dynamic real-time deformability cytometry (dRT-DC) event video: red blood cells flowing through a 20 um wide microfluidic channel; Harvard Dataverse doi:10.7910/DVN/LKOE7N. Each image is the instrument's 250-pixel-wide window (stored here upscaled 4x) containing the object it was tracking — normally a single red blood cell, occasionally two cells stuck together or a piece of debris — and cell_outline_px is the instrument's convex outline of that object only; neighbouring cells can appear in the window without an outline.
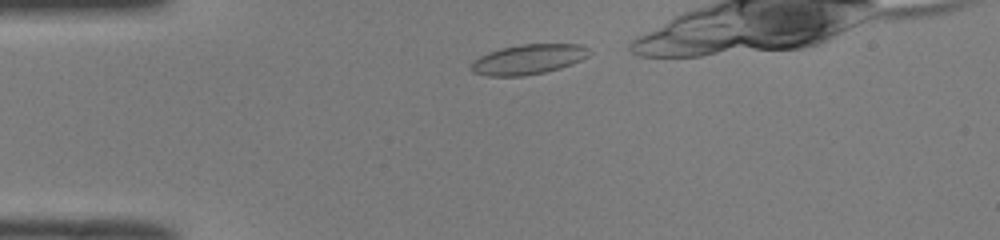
{"species": "common noctule bat (a hibernating species)", "species_latin": "Nyctalus noctula", "temperature_condition": "room temperature", "stored_images_in_passage": 22, "camera_frame_rate_fps": 3000, "um_per_image_px": 0.085, "animal": {"sex": "male", "body_mass_g": 19.0, "forearm_length_mm": 50.8}, "frame": {"image": 1, "passage_image": 2, "time_ms": 0.333, "image_size_px": [1000, 240], "cell_outline_px": [[592, 52], [588, 56], [572, 64], [560, 68], [544, 72], [524, 76], [488, 76], [472, 72], [472, 60], [488, 52], [500, 48], [520, 44], [580, 44], [588, 48]], "centroid_in_image_um": [44.91, 5.04], "position_along_channel_um": 40.1, "area_um2": 20.69}}
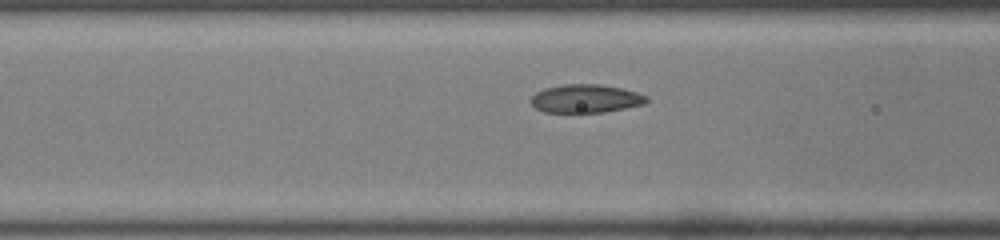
{"frame": {"image": 2, "passage_image": 10, "time_ms": 3.0, "image_size_px": [1000, 240], "cell_outline_px": [[648, 100], [644, 104], [604, 112], [544, 112], [536, 108], [528, 100], [536, 92], [544, 88], [564, 84], [600, 84], [620, 88], [636, 92], [648, 96]], "centroid_in_image_um": [49.76, 8.38], "position_along_channel_um": 116.8, "area_um2": 19.07}}
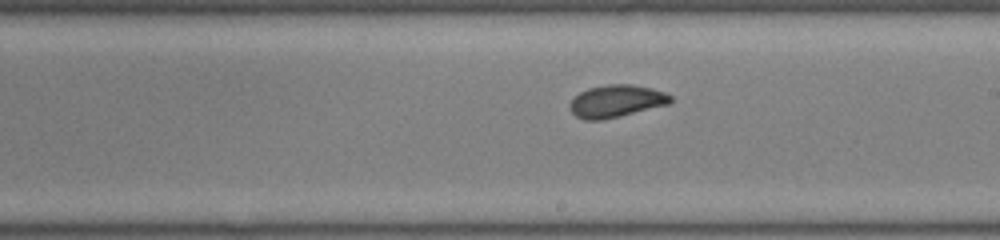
{"frame": {"image": 3, "passage_image": 19, "time_ms": 6.0, "image_size_px": [1000, 240], "cell_outline_px": [[672, 100], [668, 104], [620, 116], [600, 120], [584, 120], [576, 116], [568, 108], [568, 104], [580, 92], [588, 88], [608, 84], [632, 84], [652, 88], [664, 92], [672, 96]], "centroid_in_image_um": [52.36, 8.59], "position_along_channel_um": 236.6, "area_um2": 18.96}}